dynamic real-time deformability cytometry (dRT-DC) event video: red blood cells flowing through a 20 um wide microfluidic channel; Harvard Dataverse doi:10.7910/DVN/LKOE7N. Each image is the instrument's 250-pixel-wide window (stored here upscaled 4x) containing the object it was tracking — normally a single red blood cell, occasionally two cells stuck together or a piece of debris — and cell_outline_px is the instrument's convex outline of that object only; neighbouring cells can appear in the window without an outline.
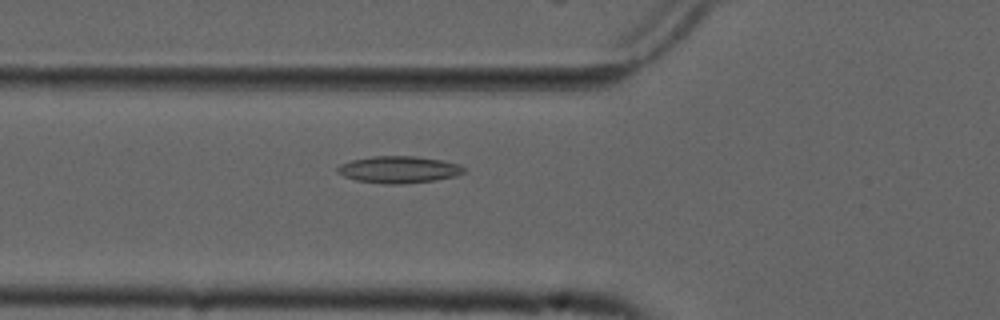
{"species": "common noctule bat (a hibernating species)", "species_latin": "Nyctalus noctula", "temperature_condition": "cold", "stored_images_in_passage": 48, "camera_frame_rate_fps": 3000, "um_per_image_px": 0.085, "animal": {"sex": "male", "forearm_length_mm": 52.5}, "frame": {"image": 1, "passage_image": 13, "time_ms": 4.0, "image_size_px": [1000, 320], "cell_outline_px": [[464, 172], [456, 176], [436, 180], [404, 184], [384, 184], [356, 180], [344, 176], [336, 172], [336, 168], [340, 164], [352, 160], [372, 156], [416, 156], [440, 160], [460, 164], [464, 168]], "centroid_in_image_um": [33.88, 14.42], "position_along_channel_um": 91.9, "area_um2": 19.88}}
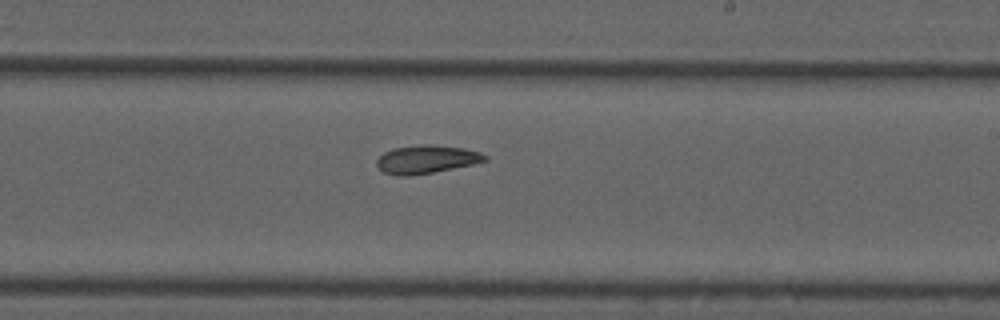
{"frame": {"image": 2, "passage_image": 26, "time_ms": 8.333, "image_size_px": [1000, 320], "cell_outline_px": [[488, 160], [472, 164], [432, 172], [408, 176], [400, 176], [384, 172], [376, 164], [376, 160], [384, 152], [392, 148], [464, 148], [480, 152], [488, 156]], "centroid_in_image_um": [36.24, 13.6], "position_along_channel_um": 252.8, "area_um2": 16.53}}
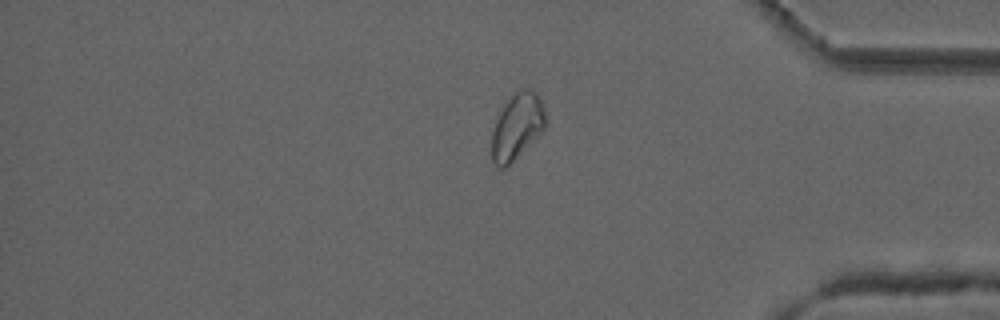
{"frame": {"image": 3, "passage_image": 39, "time_ms": 12.667, "image_size_px": [1000, 320], "cell_outline_px": [[544, 128], [504, 168], [496, 168], [492, 160], [492, 132], [496, 120], [504, 104], [520, 88], [528, 88], [536, 92], [544, 108]], "centroid_in_image_um": [43.91, 10.72], "position_along_channel_um": 391.3, "area_um2": 19.94}, "authors_computed_cell_mechanics": {"area_um2": 19.4497, "velocity_mm_per_s": 3.7091, "shape_relaxation_time_tau1_ms": null, "shape_relaxation_time_tau2_ms": 5.1828, "deformation_change_tau1": null, "deformation_change_tau2": 0.1152}}